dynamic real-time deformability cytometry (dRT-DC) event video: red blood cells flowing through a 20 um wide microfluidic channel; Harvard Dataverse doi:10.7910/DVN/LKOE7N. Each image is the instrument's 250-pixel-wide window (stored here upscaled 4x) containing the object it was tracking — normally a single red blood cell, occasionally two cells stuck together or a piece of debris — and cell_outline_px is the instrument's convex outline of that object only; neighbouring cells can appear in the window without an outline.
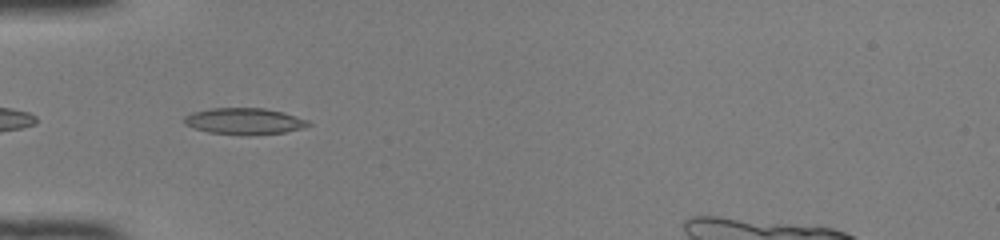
{"species": "common noctule bat (a hibernating species)", "species_latin": "Nyctalus noctula", "temperature_condition": "room temperature", "stored_images_in_passage": 34, "camera_frame_rate_fps": 3000, "um_per_image_px": 0.085, "animal": {"sex": "female", "body_mass_g": 22.0, "forearm_length_mm": 56.7}, "frame": {"image": 1, "passage_image": 2, "time_ms": 0.333, "image_size_px": [1000, 240], "cell_outline_px": [[312, 124], [304, 128], [284, 132], [248, 136], [208, 132], [192, 128], [184, 124], [184, 116], [192, 112], [212, 108], [264, 108], [284, 112], [308, 120]], "centroid_in_image_um": [20.77, 10.31], "position_along_channel_um": 64.2, "area_um2": 19.36}}
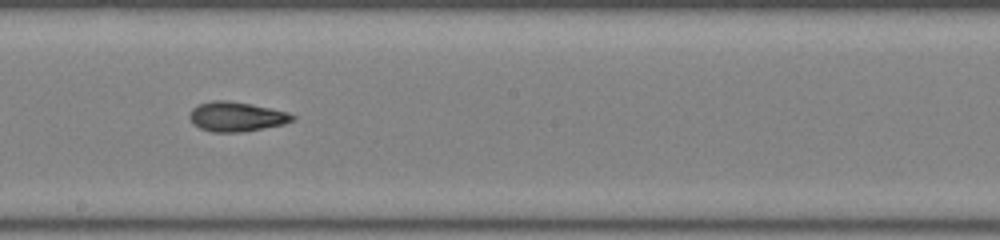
{"frame": {"image": 2, "passage_image": 14, "time_ms": 4.333, "image_size_px": [1000, 240], "cell_outline_px": [[296, 116], [292, 120], [284, 124], [240, 132], [212, 132], [200, 128], [192, 124], [188, 116], [192, 108], [200, 104], [212, 100], [228, 100], [252, 104], [288, 112]], "centroid_in_image_um": [20.06, 9.91], "position_along_channel_um": 228.1, "area_um2": 17.74}}
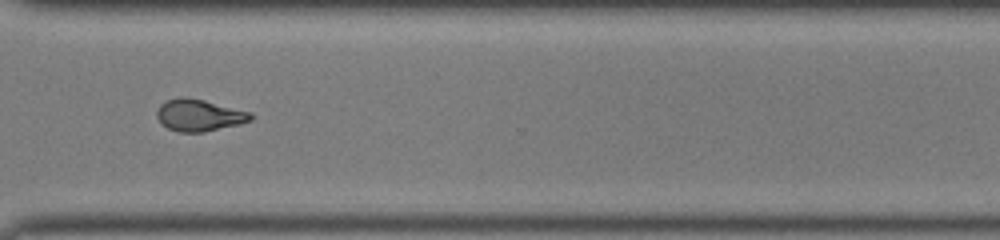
{"frame": {"image": 3, "passage_image": 23, "time_ms": 7.333, "image_size_px": [1000, 240], "cell_outline_px": [[256, 116], [252, 120], [240, 124], [204, 132], [180, 132], [168, 128], [156, 116], [156, 112], [160, 104], [168, 100], [180, 96], [188, 96], [252, 112]], "centroid_in_image_um": [16.97, 9.78], "position_along_channel_um": 353.6, "area_um2": 17.57}}